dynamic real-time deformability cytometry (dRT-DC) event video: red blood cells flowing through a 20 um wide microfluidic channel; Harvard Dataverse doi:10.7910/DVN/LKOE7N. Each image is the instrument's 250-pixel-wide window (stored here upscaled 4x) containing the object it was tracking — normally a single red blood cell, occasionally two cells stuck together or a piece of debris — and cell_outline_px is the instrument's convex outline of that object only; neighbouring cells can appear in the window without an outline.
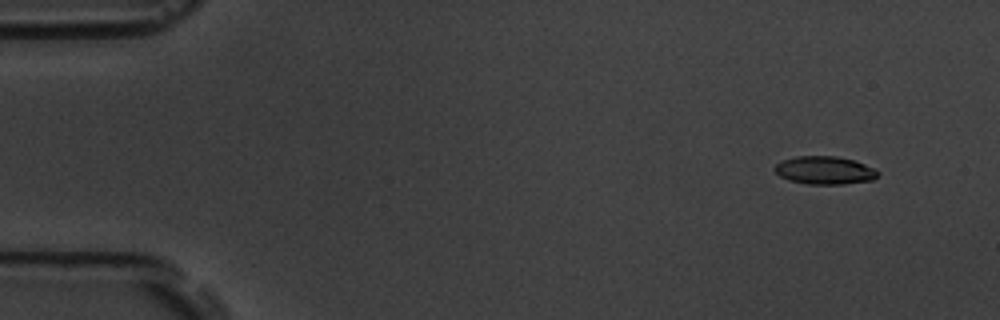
{"species": "common noctule bat (a hibernating species)", "species_latin": "Nyctalus noctula", "temperature_condition": "room temperature", "stored_images_in_passage": 9, "camera_frame_rate_fps": 3000, "um_per_image_px": 0.085, "animal": {"sex": "male", "body_mass_g": 19.5, "forearm_length_mm": 54.6}, "frame": {"image": 1, "passage_image": 2, "time_ms": 1.333, "image_size_px": [1000, 320], "cell_outline_px": [[880, 176], [872, 180], [844, 184], [808, 184], [788, 180], [780, 176], [772, 168], [780, 160], [796, 156], [836, 156], [852, 160], [876, 168], [880, 172]], "centroid_in_image_um": [70.1, 14.47], "position_along_channel_um": 14.9, "area_um2": 17.05}}
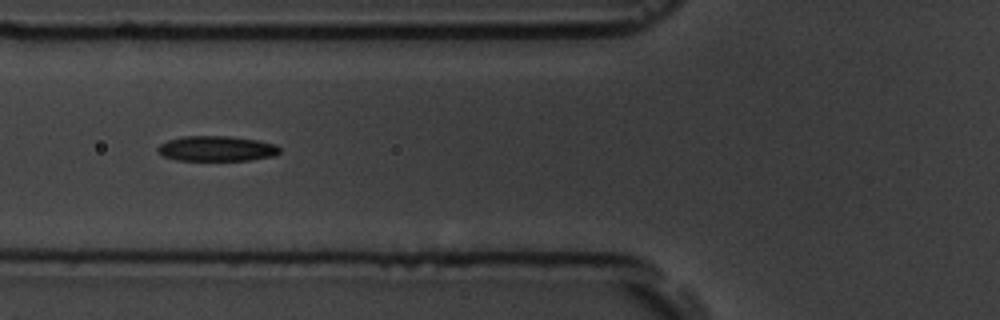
{"frame": {"image": 2, "passage_image": 7, "time_ms": 7.0, "image_size_px": [1000, 320], "cell_outline_px": [[280, 152], [276, 156], [248, 160], [176, 160], [164, 156], [156, 152], [156, 148], [160, 144], [168, 140], [184, 136], [228, 136], [256, 140], [276, 144], [280, 148]], "centroid_in_image_um": [18.41, 12.63], "position_along_channel_um": 107.4, "area_um2": 17.98}}
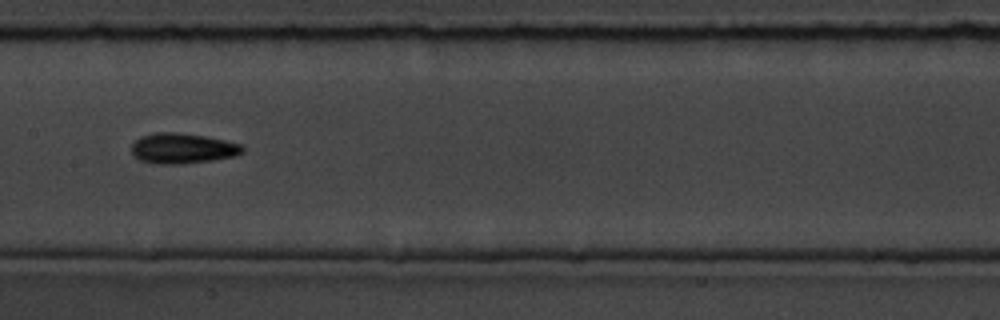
{"frame": {"image": 3, "passage_image": 9, "time_ms": 9.333, "image_size_px": [1000, 320], "cell_outline_px": [[244, 152], [236, 156], [212, 160], [180, 164], [156, 164], [140, 160], [132, 152], [132, 144], [140, 136], [156, 132], [176, 132], [204, 136], [224, 140], [240, 144], [244, 148]], "centroid_in_image_um": [15.52, 12.61], "position_along_channel_um": 191.9, "area_um2": 19.59}}